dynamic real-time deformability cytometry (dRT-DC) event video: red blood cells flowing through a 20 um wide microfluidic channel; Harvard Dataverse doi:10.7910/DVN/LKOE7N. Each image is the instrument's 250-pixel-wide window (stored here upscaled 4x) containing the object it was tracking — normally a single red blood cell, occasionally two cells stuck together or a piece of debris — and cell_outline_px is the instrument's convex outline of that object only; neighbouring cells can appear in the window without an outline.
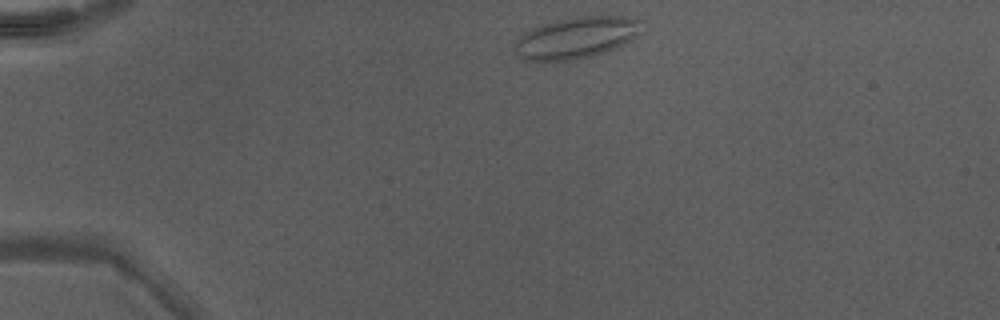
{"species": "Egyptian fruit bat (a non-hibernating species)", "species_latin": "Rousettus aegyptiacus", "temperature_condition": "warm", "stored_images_in_passage": 38, "camera_frame_rate_fps": 3000, "um_per_image_px": 0.085, "animal": {"sex": "male"}, "frame": {"image": 1, "passage_image": 1, "time_ms": 0.0, "image_size_px": [1000, 320], "cell_outline_px": [[644, 20], [640, 32], [632, 40], [608, 52], [572, 60], [524, 60], [516, 56], [512, 48], [512, 44], [528, 28], [556, 20], [576, 16], [636, 16]], "centroid_in_image_um": [48.99, 3.18], "position_along_channel_um": 36.0, "area_um2": 31.44}}
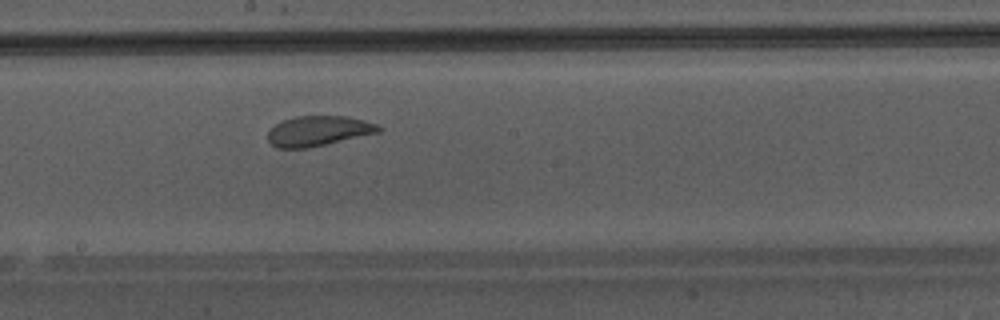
{"frame": {"image": 2, "passage_image": 18, "time_ms": 5.667, "image_size_px": [1000, 320], "cell_outline_px": [[380, 132], [308, 148], [276, 148], [268, 140], [268, 132], [280, 120], [296, 116], [344, 116], [364, 120], [376, 124], [380, 128]], "centroid_in_image_um": [27.02, 11.13], "position_along_channel_um": 221.2, "area_um2": 19.31}}
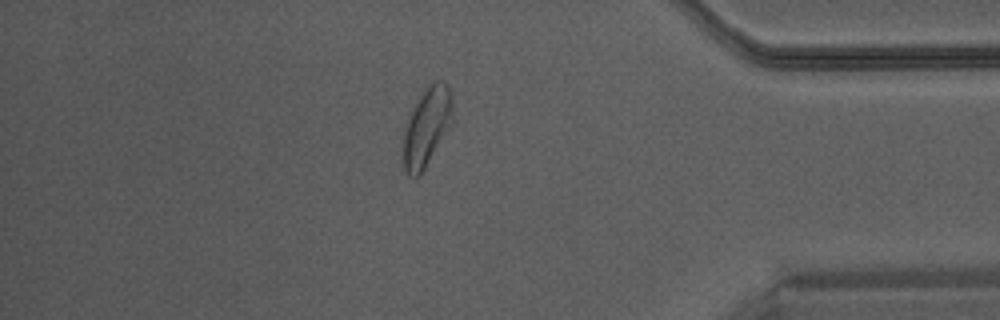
{"frame": {"image": 3, "passage_image": 32, "time_ms": 10.333, "image_size_px": [1000, 320], "cell_outline_px": [[452, 120], [420, 176], [408, 176], [404, 172], [400, 148], [400, 136], [408, 112], [428, 84], [436, 80], [444, 80], [452, 92]], "centroid_in_image_um": [36.17, 10.78], "position_along_channel_um": 399.0, "area_um2": 23.47}}